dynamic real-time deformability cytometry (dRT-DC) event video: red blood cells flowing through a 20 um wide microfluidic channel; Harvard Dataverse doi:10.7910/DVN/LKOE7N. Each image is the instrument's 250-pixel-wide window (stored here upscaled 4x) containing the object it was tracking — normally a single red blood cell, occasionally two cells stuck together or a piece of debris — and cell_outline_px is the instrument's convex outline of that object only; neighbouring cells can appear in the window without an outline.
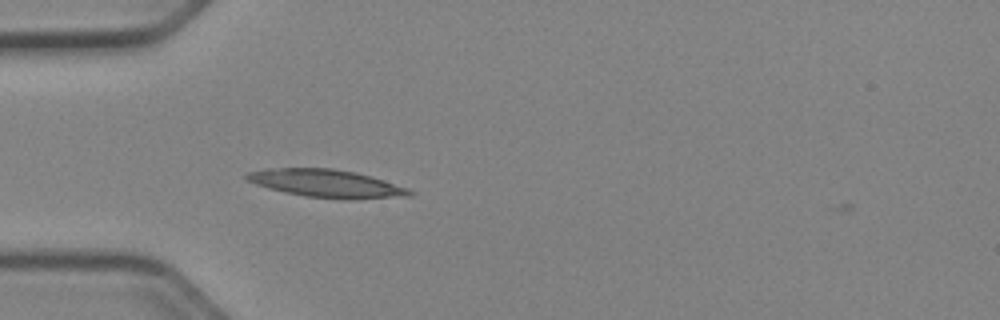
{"species": "Egyptian fruit bat (a non-hibernating species)", "species_latin": "Rousettus aegyptiacus", "temperature_condition": "cold", "stored_images_in_passage": 2, "camera_frame_rate_fps": 3000, "um_per_image_px": 0.085, "animal": {"sex": "female"}, "frame": {"image": 1, "passage_image": 1, "time_ms": 0.0, "image_size_px": [1000, 320], "cell_outline_px": [[416, 192], [412, 196], [352, 200], [308, 196], [268, 188], [256, 184], [248, 180], [244, 176], [248, 172], [264, 168], [332, 168], [356, 172], [372, 176], [408, 188]], "centroid_in_image_um": [27.82, 15.59], "position_along_channel_um": 57.2, "area_um2": 26.53}}